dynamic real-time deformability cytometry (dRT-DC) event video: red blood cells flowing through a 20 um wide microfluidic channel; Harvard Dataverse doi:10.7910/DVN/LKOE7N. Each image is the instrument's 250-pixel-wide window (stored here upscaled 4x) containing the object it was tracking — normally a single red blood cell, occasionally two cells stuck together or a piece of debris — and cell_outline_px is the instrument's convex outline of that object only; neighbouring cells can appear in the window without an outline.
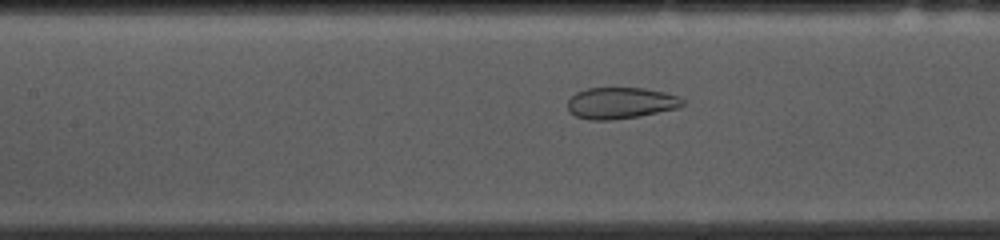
{"species": "common noctule bat (a hibernating species)", "species_latin": "Nyctalus noctula", "temperature_condition": "cold", "stored_images_in_passage": 51, "camera_frame_rate_fps": 3000, "um_per_image_px": 0.085, "animal": {"sex": "female", "body_mass_g": 10.0, "forearm_length_mm": 53.1}, "frame": {"image": 1, "passage_image": 20, "time_ms": 6.333, "image_size_px": [1000, 240], "cell_outline_px": [[684, 104], [680, 108], [640, 116], [608, 120], [592, 120], [576, 116], [568, 112], [568, 100], [576, 92], [588, 88], [644, 88], [664, 92], [676, 96], [684, 100]], "centroid_in_image_um": [52.76, 8.76], "position_along_channel_um": 154.6, "area_um2": 21.04}}
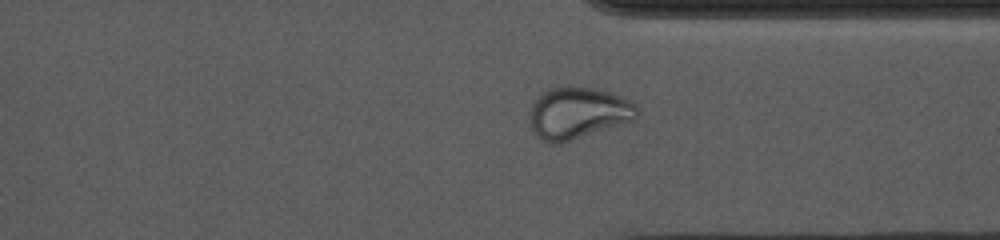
{"frame": {"image": 2, "passage_image": 37, "time_ms": 12.0, "image_size_px": [1000, 240], "cell_outline_px": [[640, 116], [636, 120], [560, 144], [552, 144], [544, 140], [532, 128], [528, 116], [528, 112], [532, 104], [544, 92], [552, 88], [592, 88], [608, 92], [628, 100], [636, 104], [640, 108]], "centroid_in_image_um": [49.18, 9.64], "position_along_channel_um": 362.2, "area_um2": 32.08}}
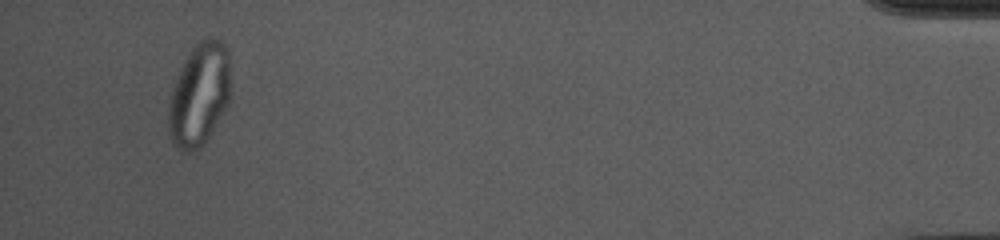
{"frame": {"image": 3, "passage_image": 48, "time_ms": 15.667, "image_size_px": [1000, 240], "cell_outline_px": [[228, 104], [224, 112], [208, 136], [192, 152], [180, 152], [176, 148], [172, 140], [168, 128], [168, 108], [172, 92], [180, 68], [192, 48], [200, 40], [208, 36], [216, 36], [228, 48]], "centroid_in_image_um": [16.92, 8.01], "position_along_channel_um": 418.3, "area_um2": 36.65}}